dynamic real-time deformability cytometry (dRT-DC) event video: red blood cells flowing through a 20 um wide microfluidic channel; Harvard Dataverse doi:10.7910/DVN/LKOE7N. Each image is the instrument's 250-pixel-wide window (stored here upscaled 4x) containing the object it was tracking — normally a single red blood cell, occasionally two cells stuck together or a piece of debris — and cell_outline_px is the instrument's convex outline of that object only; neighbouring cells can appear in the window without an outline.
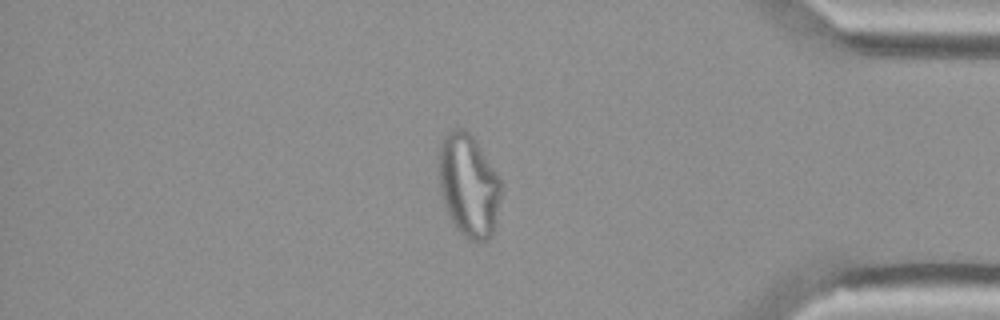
{"species": "Egyptian fruit bat (a non-hibernating species)", "species_latin": "Rousettus aegyptiacus", "temperature_condition": "cold", "stored_images_in_passage": 55, "camera_frame_rate_fps": 3000, "um_per_image_px": 0.085, "animal": {"sex": "female"}, "frame": {"image": 1, "passage_image": 47, "time_ms": 15.333, "image_size_px": [1000, 320], "cell_outline_px": [[500, 200], [496, 224], [492, 236], [476, 244], [468, 240], [456, 228], [444, 204], [440, 188], [440, 144], [444, 136], [448, 132], [456, 128], [464, 128], [476, 140], [500, 176]], "centroid_in_image_um": [39.87, 15.78], "position_along_channel_um": 395.3, "area_um2": 37.34}}